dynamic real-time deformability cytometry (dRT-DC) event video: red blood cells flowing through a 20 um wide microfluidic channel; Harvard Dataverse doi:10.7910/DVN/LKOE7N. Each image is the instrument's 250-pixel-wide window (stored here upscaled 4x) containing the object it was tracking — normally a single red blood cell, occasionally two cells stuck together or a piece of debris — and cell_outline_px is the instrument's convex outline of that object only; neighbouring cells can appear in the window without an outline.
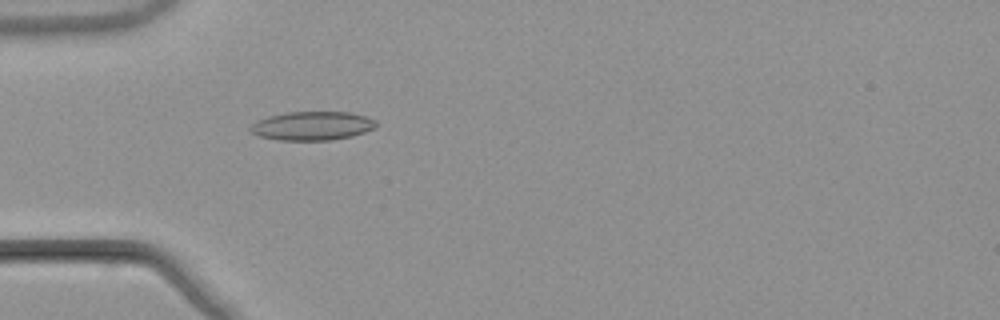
{"species": "common noctule bat (a hibernating species)", "species_latin": "Nyctalus noctula", "temperature_condition": "warm", "stored_images_in_passage": 54, "camera_frame_rate_fps": 3000, "um_per_image_px": 0.085, "animal": {"sex": "male", "body_mass_g": 21.5, "forearm_length_mm": 52.0}, "frame": {"image": 1, "passage_image": 17, "time_ms": 5.333, "image_size_px": [1000, 320], "cell_outline_px": [[380, 124], [376, 128], [352, 136], [332, 140], [280, 140], [260, 136], [252, 132], [248, 128], [256, 120], [268, 116], [288, 112], [348, 112], [364, 116], [376, 120]], "centroid_in_image_um": [26.57, 10.69], "position_along_channel_um": 58.4, "area_um2": 21.15}}
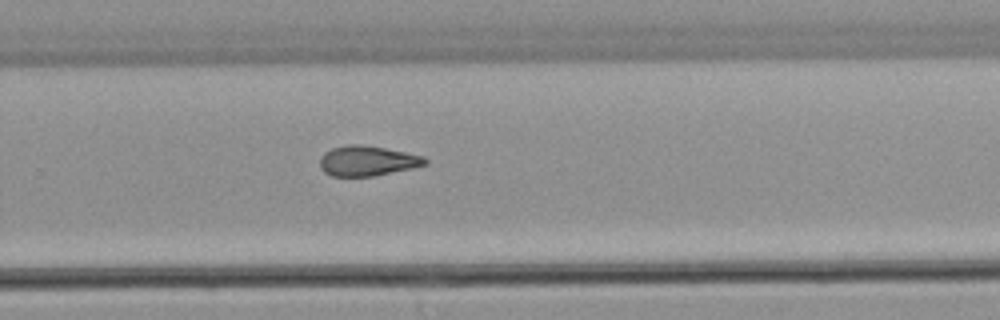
{"frame": {"image": 2, "passage_image": 36, "time_ms": 11.667, "image_size_px": [1000, 320], "cell_outline_px": [[428, 164], [412, 168], [372, 176], [332, 176], [324, 172], [320, 168], [320, 156], [324, 152], [332, 148], [348, 144], [360, 144], [384, 148], [424, 156], [428, 160]], "centroid_in_image_um": [31.2, 13.67], "position_along_channel_um": 298.6, "area_um2": 18.44}}
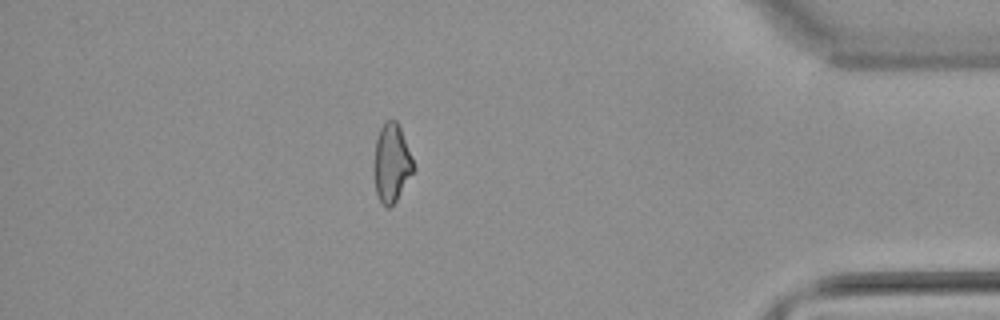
{"frame": {"image": 3, "passage_image": 47, "time_ms": 15.333, "image_size_px": [1000, 320], "cell_outline_px": [[416, 168], [396, 200], [388, 208], [380, 200], [376, 192], [372, 168], [376, 140], [380, 128], [388, 120], [396, 120], [400, 128]], "centroid_in_image_um": [33.27, 13.86], "position_along_channel_um": 401.9, "area_um2": 17.92}, "authors_computed_cell_mechanics": {"area_um2": 19.0162, "velocity_mm_per_s": 3.8698, "shape_relaxation_time_tau1_ms": null, "shape_relaxation_time_tau2_ms": 5.4039, "deformation_change_tau1": null, "deformation_change_tau2": 0.1461}}